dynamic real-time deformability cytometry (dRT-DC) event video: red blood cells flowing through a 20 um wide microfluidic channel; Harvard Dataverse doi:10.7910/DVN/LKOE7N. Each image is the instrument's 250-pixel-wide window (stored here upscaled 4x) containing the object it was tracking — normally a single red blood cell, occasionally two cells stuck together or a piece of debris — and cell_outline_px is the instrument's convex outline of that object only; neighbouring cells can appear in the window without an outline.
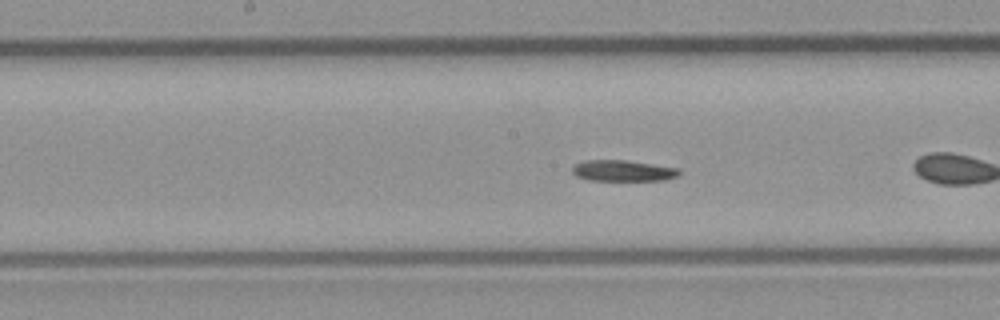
{"species": "common noctule bat (a hibernating species)", "species_latin": "Nyctalus noctula", "temperature_condition": "room temperature", "stored_images_in_passage": 14, "camera_frame_rate_fps": 3000, "um_per_image_px": 0.085, "animal": {"sex": "male", "body_mass_g": 23.1, "forearm_length_mm": 52.7}, "frame": {"image": 1, "passage_image": 11, "time_ms": 3.333, "image_size_px": [1000, 320], "cell_outline_px": [[680, 176], [664, 180], [588, 180], [576, 176], [572, 172], [572, 168], [576, 164], [584, 160], [628, 160], [680, 168]], "centroid_in_image_um": [52.99, 14.5], "position_along_channel_um": 195.2, "area_um2": 13.24}}